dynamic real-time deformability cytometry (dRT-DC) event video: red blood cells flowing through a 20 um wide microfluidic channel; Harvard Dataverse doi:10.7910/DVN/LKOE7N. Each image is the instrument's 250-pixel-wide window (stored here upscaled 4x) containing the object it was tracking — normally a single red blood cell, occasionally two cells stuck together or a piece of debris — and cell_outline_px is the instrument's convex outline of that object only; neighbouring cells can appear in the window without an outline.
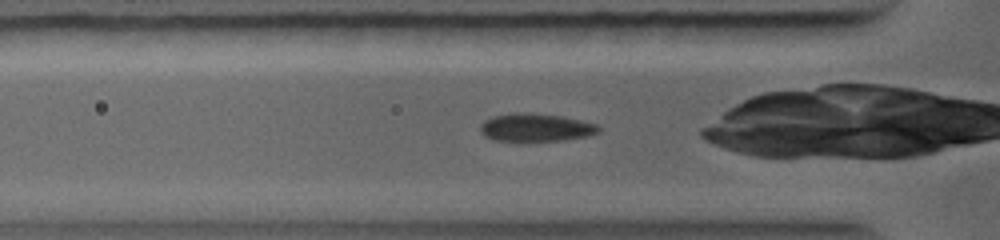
{"species": "common noctule bat (a hibernating species)", "species_latin": "Nyctalus noctula", "temperature_condition": "warm", "stored_images_in_passage": 28, "camera_frame_rate_fps": 5000, "um_per_image_px": 0.085, "animal": {"sex": "female", "body_mass_g": 19.0, "forearm_length_mm": 56.7}, "frame": {"image": 1, "passage_image": 2, "time_ms": 0.4, "image_size_px": [1000, 240], "cell_outline_px": [[600, 132], [588, 136], [564, 140], [524, 144], [496, 140], [484, 136], [480, 132], [480, 124], [484, 120], [492, 116], [512, 112], [528, 112], [560, 116], [580, 120], [596, 124], [600, 128]], "centroid_in_image_um": [45.48, 10.88], "position_along_channel_um": 80.3, "area_um2": 20.23}}
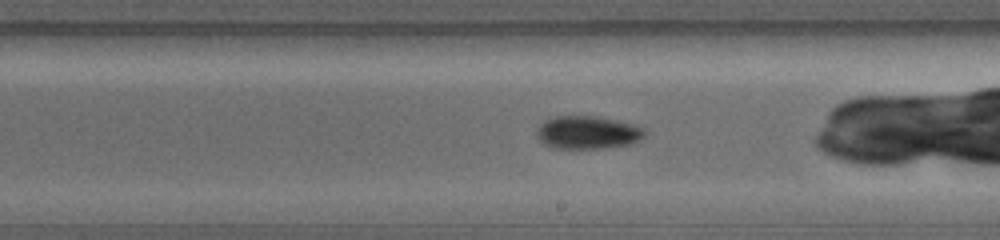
{"frame": {"image": 2, "passage_image": 13, "time_ms": 3.4, "image_size_px": [1000, 240], "cell_outline_px": [[648, 132], [640, 140], [632, 144], [604, 148], [552, 148], [544, 144], [536, 136], [536, 128], [544, 120], [556, 116], [596, 116], [636, 124], [644, 128]], "centroid_in_image_um": [49.97, 11.26], "position_along_channel_um": 239.0, "area_um2": 21.1}}
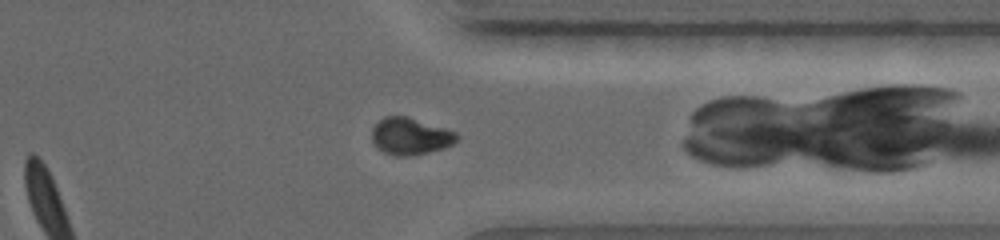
{"frame": {"image": 3, "passage_image": 24, "time_ms": 6.0, "image_size_px": [1000, 240], "cell_outline_px": [[460, 136], [452, 144], [444, 148], [412, 156], [396, 156], [384, 152], [372, 140], [372, 128], [384, 116], [408, 116], [456, 132]], "centroid_in_image_um": [34.89, 11.58], "position_along_channel_um": 376.5, "area_um2": 18.15}}